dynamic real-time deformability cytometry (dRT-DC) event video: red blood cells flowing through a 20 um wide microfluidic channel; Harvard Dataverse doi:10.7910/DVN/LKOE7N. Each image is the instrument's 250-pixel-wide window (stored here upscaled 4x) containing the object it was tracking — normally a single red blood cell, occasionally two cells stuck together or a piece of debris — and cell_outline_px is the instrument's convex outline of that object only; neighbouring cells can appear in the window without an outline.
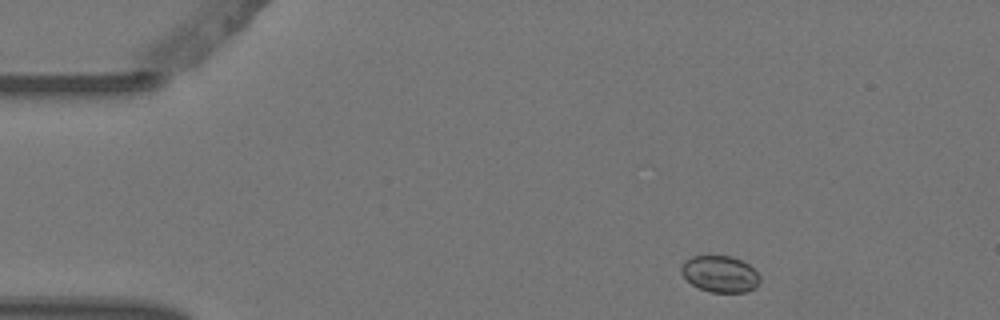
{"species": "Egyptian fruit bat (a non-hibernating species)", "species_latin": "Rousettus aegyptiacus", "temperature_condition": "warm", "stored_images_in_passage": 4, "camera_frame_rate_fps": 3000, "um_per_image_px": 0.085, "animal": {"sex": "female"}, "frame": {"image": 1, "passage_image": 1, "time_ms": 0.0, "image_size_px": [1000, 320], "cell_outline_px": [[760, 280], [756, 288], [744, 292], [712, 292], [700, 288], [692, 284], [680, 272], [680, 268], [684, 260], [692, 256], [732, 256], [748, 264], [760, 276]], "centroid_in_image_um": [61.2, 23.28], "position_along_channel_um": 23.8, "area_um2": 16.65}}